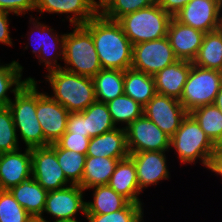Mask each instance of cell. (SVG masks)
I'll return each mask as SVG.
<instances>
[{
    "label": "cell",
    "mask_w": 222,
    "mask_h": 222,
    "mask_svg": "<svg viewBox=\"0 0 222 222\" xmlns=\"http://www.w3.org/2000/svg\"><path fill=\"white\" fill-rule=\"evenodd\" d=\"M84 26L91 32L102 69L125 71L131 68L133 45L118 21L98 12Z\"/></svg>",
    "instance_id": "obj_1"
},
{
    "label": "cell",
    "mask_w": 222,
    "mask_h": 222,
    "mask_svg": "<svg viewBox=\"0 0 222 222\" xmlns=\"http://www.w3.org/2000/svg\"><path fill=\"white\" fill-rule=\"evenodd\" d=\"M47 72L45 79L50 83L53 93L50 97L70 113L82 112L96 101L92 78L73 74L62 68Z\"/></svg>",
    "instance_id": "obj_2"
},
{
    "label": "cell",
    "mask_w": 222,
    "mask_h": 222,
    "mask_svg": "<svg viewBox=\"0 0 222 222\" xmlns=\"http://www.w3.org/2000/svg\"><path fill=\"white\" fill-rule=\"evenodd\" d=\"M16 131L26 148L44 147V134L36 114V81H26L8 105Z\"/></svg>",
    "instance_id": "obj_3"
},
{
    "label": "cell",
    "mask_w": 222,
    "mask_h": 222,
    "mask_svg": "<svg viewBox=\"0 0 222 222\" xmlns=\"http://www.w3.org/2000/svg\"><path fill=\"white\" fill-rule=\"evenodd\" d=\"M63 61L62 69L80 76L92 78L102 69L91 32L84 25L65 34Z\"/></svg>",
    "instance_id": "obj_4"
},
{
    "label": "cell",
    "mask_w": 222,
    "mask_h": 222,
    "mask_svg": "<svg viewBox=\"0 0 222 222\" xmlns=\"http://www.w3.org/2000/svg\"><path fill=\"white\" fill-rule=\"evenodd\" d=\"M170 148L175 150V155L181 163L195 164L199 159L207 168L216 145L188 113L181 122L180 128L171 137Z\"/></svg>",
    "instance_id": "obj_5"
},
{
    "label": "cell",
    "mask_w": 222,
    "mask_h": 222,
    "mask_svg": "<svg viewBox=\"0 0 222 222\" xmlns=\"http://www.w3.org/2000/svg\"><path fill=\"white\" fill-rule=\"evenodd\" d=\"M173 17L158 3L121 17L118 22L132 45L167 36Z\"/></svg>",
    "instance_id": "obj_6"
},
{
    "label": "cell",
    "mask_w": 222,
    "mask_h": 222,
    "mask_svg": "<svg viewBox=\"0 0 222 222\" xmlns=\"http://www.w3.org/2000/svg\"><path fill=\"white\" fill-rule=\"evenodd\" d=\"M221 84V71L192 64L179 101L188 113L198 107L214 104Z\"/></svg>",
    "instance_id": "obj_7"
},
{
    "label": "cell",
    "mask_w": 222,
    "mask_h": 222,
    "mask_svg": "<svg viewBox=\"0 0 222 222\" xmlns=\"http://www.w3.org/2000/svg\"><path fill=\"white\" fill-rule=\"evenodd\" d=\"M177 60L166 36L133 45L131 68L154 76Z\"/></svg>",
    "instance_id": "obj_8"
},
{
    "label": "cell",
    "mask_w": 222,
    "mask_h": 222,
    "mask_svg": "<svg viewBox=\"0 0 222 222\" xmlns=\"http://www.w3.org/2000/svg\"><path fill=\"white\" fill-rule=\"evenodd\" d=\"M32 177L47 191L72 185L66 178L56 157V143L31 149Z\"/></svg>",
    "instance_id": "obj_9"
},
{
    "label": "cell",
    "mask_w": 222,
    "mask_h": 222,
    "mask_svg": "<svg viewBox=\"0 0 222 222\" xmlns=\"http://www.w3.org/2000/svg\"><path fill=\"white\" fill-rule=\"evenodd\" d=\"M36 81V114L44 134V147L55 143L65 132L69 111L46 92H39Z\"/></svg>",
    "instance_id": "obj_10"
},
{
    "label": "cell",
    "mask_w": 222,
    "mask_h": 222,
    "mask_svg": "<svg viewBox=\"0 0 222 222\" xmlns=\"http://www.w3.org/2000/svg\"><path fill=\"white\" fill-rule=\"evenodd\" d=\"M129 153L141 151H169L171 137L144 114L126 128Z\"/></svg>",
    "instance_id": "obj_11"
},
{
    "label": "cell",
    "mask_w": 222,
    "mask_h": 222,
    "mask_svg": "<svg viewBox=\"0 0 222 222\" xmlns=\"http://www.w3.org/2000/svg\"><path fill=\"white\" fill-rule=\"evenodd\" d=\"M143 114L172 137L188 112L179 100L156 93L143 107Z\"/></svg>",
    "instance_id": "obj_12"
},
{
    "label": "cell",
    "mask_w": 222,
    "mask_h": 222,
    "mask_svg": "<svg viewBox=\"0 0 222 222\" xmlns=\"http://www.w3.org/2000/svg\"><path fill=\"white\" fill-rule=\"evenodd\" d=\"M222 9L215 0H191L174 19L204 33L222 27Z\"/></svg>",
    "instance_id": "obj_13"
},
{
    "label": "cell",
    "mask_w": 222,
    "mask_h": 222,
    "mask_svg": "<svg viewBox=\"0 0 222 222\" xmlns=\"http://www.w3.org/2000/svg\"><path fill=\"white\" fill-rule=\"evenodd\" d=\"M84 191L80 185H70L59 190L48 191L43 213L54 217L53 222L76 219V213L79 211L85 215Z\"/></svg>",
    "instance_id": "obj_14"
},
{
    "label": "cell",
    "mask_w": 222,
    "mask_h": 222,
    "mask_svg": "<svg viewBox=\"0 0 222 222\" xmlns=\"http://www.w3.org/2000/svg\"><path fill=\"white\" fill-rule=\"evenodd\" d=\"M33 22V27L31 28V32H35L37 35V38L39 39L38 43L30 45L35 46L32 50V52L35 54L36 58L40 62L39 64L44 62V67H46L47 71L52 70V69H58L61 68L60 64H58L57 59H61V61L64 58V40H65V34L58 35L56 32H53L54 29L49 28V26L45 25L44 23L38 22L37 19H33L31 16L30 22ZM35 21V22H34ZM35 30V31H34ZM33 35V33H32ZM31 35V36H32ZM29 34V40L33 38ZM41 37V39H40ZM47 37V38H46ZM36 39V38H35ZM36 42V41H35ZM31 41H29V44ZM33 43V42H32ZM31 43V44H32ZM59 50V51H57ZM55 56V57H54Z\"/></svg>",
    "instance_id": "obj_15"
},
{
    "label": "cell",
    "mask_w": 222,
    "mask_h": 222,
    "mask_svg": "<svg viewBox=\"0 0 222 222\" xmlns=\"http://www.w3.org/2000/svg\"><path fill=\"white\" fill-rule=\"evenodd\" d=\"M166 152L141 151L129 153L133 160L140 191L148 186L158 184L161 180L169 179Z\"/></svg>",
    "instance_id": "obj_16"
},
{
    "label": "cell",
    "mask_w": 222,
    "mask_h": 222,
    "mask_svg": "<svg viewBox=\"0 0 222 222\" xmlns=\"http://www.w3.org/2000/svg\"><path fill=\"white\" fill-rule=\"evenodd\" d=\"M42 13L71 14L70 24L85 25L99 12L97 0H36V10Z\"/></svg>",
    "instance_id": "obj_17"
},
{
    "label": "cell",
    "mask_w": 222,
    "mask_h": 222,
    "mask_svg": "<svg viewBox=\"0 0 222 222\" xmlns=\"http://www.w3.org/2000/svg\"><path fill=\"white\" fill-rule=\"evenodd\" d=\"M31 149L0 154V190H10L32 177Z\"/></svg>",
    "instance_id": "obj_18"
},
{
    "label": "cell",
    "mask_w": 222,
    "mask_h": 222,
    "mask_svg": "<svg viewBox=\"0 0 222 222\" xmlns=\"http://www.w3.org/2000/svg\"><path fill=\"white\" fill-rule=\"evenodd\" d=\"M204 32L171 19L167 37L175 56L179 60L193 62L202 45Z\"/></svg>",
    "instance_id": "obj_19"
},
{
    "label": "cell",
    "mask_w": 222,
    "mask_h": 222,
    "mask_svg": "<svg viewBox=\"0 0 222 222\" xmlns=\"http://www.w3.org/2000/svg\"><path fill=\"white\" fill-rule=\"evenodd\" d=\"M187 60H177L156 73L154 77L156 93L180 100L191 65Z\"/></svg>",
    "instance_id": "obj_20"
},
{
    "label": "cell",
    "mask_w": 222,
    "mask_h": 222,
    "mask_svg": "<svg viewBox=\"0 0 222 222\" xmlns=\"http://www.w3.org/2000/svg\"><path fill=\"white\" fill-rule=\"evenodd\" d=\"M118 127L90 138L86 156L106 158L129 157L126 130L124 127Z\"/></svg>",
    "instance_id": "obj_21"
},
{
    "label": "cell",
    "mask_w": 222,
    "mask_h": 222,
    "mask_svg": "<svg viewBox=\"0 0 222 222\" xmlns=\"http://www.w3.org/2000/svg\"><path fill=\"white\" fill-rule=\"evenodd\" d=\"M108 185L130 202L143 204L138 196L142 193L138 185L136 168L130 157L118 161Z\"/></svg>",
    "instance_id": "obj_22"
},
{
    "label": "cell",
    "mask_w": 222,
    "mask_h": 222,
    "mask_svg": "<svg viewBox=\"0 0 222 222\" xmlns=\"http://www.w3.org/2000/svg\"><path fill=\"white\" fill-rule=\"evenodd\" d=\"M10 193L14 199L33 217L44 220V208L48 191L33 177L12 187Z\"/></svg>",
    "instance_id": "obj_23"
},
{
    "label": "cell",
    "mask_w": 222,
    "mask_h": 222,
    "mask_svg": "<svg viewBox=\"0 0 222 222\" xmlns=\"http://www.w3.org/2000/svg\"><path fill=\"white\" fill-rule=\"evenodd\" d=\"M125 158L86 157L80 186L84 190L108 185L119 160Z\"/></svg>",
    "instance_id": "obj_24"
},
{
    "label": "cell",
    "mask_w": 222,
    "mask_h": 222,
    "mask_svg": "<svg viewBox=\"0 0 222 222\" xmlns=\"http://www.w3.org/2000/svg\"><path fill=\"white\" fill-rule=\"evenodd\" d=\"M124 94L145 106L156 94L154 77L129 68L124 71Z\"/></svg>",
    "instance_id": "obj_25"
},
{
    "label": "cell",
    "mask_w": 222,
    "mask_h": 222,
    "mask_svg": "<svg viewBox=\"0 0 222 222\" xmlns=\"http://www.w3.org/2000/svg\"><path fill=\"white\" fill-rule=\"evenodd\" d=\"M192 63L222 72V27L204 34L202 45Z\"/></svg>",
    "instance_id": "obj_26"
},
{
    "label": "cell",
    "mask_w": 222,
    "mask_h": 222,
    "mask_svg": "<svg viewBox=\"0 0 222 222\" xmlns=\"http://www.w3.org/2000/svg\"><path fill=\"white\" fill-rule=\"evenodd\" d=\"M93 202H85V214H109L124 209L130 201L116 193L109 185L93 188Z\"/></svg>",
    "instance_id": "obj_27"
},
{
    "label": "cell",
    "mask_w": 222,
    "mask_h": 222,
    "mask_svg": "<svg viewBox=\"0 0 222 222\" xmlns=\"http://www.w3.org/2000/svg\"><path fill=\"white\" fill-rule=\"evenodd\" d=\"M96 100L108 103L124 94V71L101 69L92 77Z\"/></svg>",
    "instance_id": "obj_28"
},
{
    "label": "cell",
    "mask_w": 222,
    "mask_h": 222,
    "mask_svg": "<svg viewBox=\"0 0 222 222\" xmlns=\"http://www.w3.org/2000/svg\"><path fill=\"white\" fill-rule=\"evenodd\" d=\"M216 145H222V114L215 104L198 107L189 113Z\"/></svg>",
    "instance_id": "obj_29"
},
{
    "label": "cell",
    "mask_w": 222,
    "mask_h": 222,
    "mask_svg": "<svg viewBox=\"0 0 222 222\" xmlns=\"http://www.w3.org/2000/svg\"><path fill=\"white\" fill-rule=\"evenodd\" d=\"M23 69L18 60L5 65L0 63V107L8 106L12 100L7 94L9 91L14 94L26 81H35L32 77L22 80Z\"/></svg>",
    "instance_id": "obj_30"
},
{
    "label": "cell",
    "mask_w": 222,
    "mask_h": 222,
    "mask_svg": "<svg viewBox=\"0 0 222 222\" xmlns=\"http://www.w3.org/2000/svg\"><path fill=\"white\" fill-rule=\"evenodd\" d=\"M82 112L85 115L86 132H88L89 138L117 127L112 120L107 104L103 102L96 100Z\"/></svg>",
    "instance_id": "obj_31"
},
{
    "label": "cell",
    "mask_w": 222,
    "mask_h": 222,
    "mask_svg": "<svg viewBox=\"0 0 222 222\" xmlns=\"http://www.w3.org/2000/svg\"><path fill=\"white\" fill-rule=\"evenodd\" d=\"M112 120L116 125L126 124V128L135 119L143 115V106L134 101L131 97L123 94L106 103Z\"/></svg>",
    "instance_id": "obj_32"
},
{
    "label": "cell",
    "mask_w": 222,
    "mask_h": 222,
    "mask_svg": "<svg viewBox=\"0 0 222 222\" xmlns=\"http://www.w3.org/2000/svg\"><path fill=\"white\" fill-rule=\"evenodd\" d=\"M56 157L67 180L72 185H80L86 162V155L60 148L56 144Z\"/></svg>",
    "instance_id": "obj_33"
},
{
    "label": "cell",
    "mask_w": 222,
    "mask_h": 222,
    "mask_svg": "<svg viewBox=\"0 0 222 222\" xmlns=\"http://www.w3.org/2000/svg\"><path fill=\"white\" fill-rule=\"evenodd\" d=\"M158 3V0H104L99 12L107 19L118 21L121 17Z\"/></svg>",
    "instance_id": "obj_34"
},
{
    "label": "cell",
    "mask_w": 222,
    "mask_h": 222,
    "mask_svg": "<svg viewBox=\"0 0 222 222\" xmlns=\"http://www.w3.org/2000/svg\"><path fill=\"white\" fill-rule=\"evenodd\" d=\"M18 138L9 107H0V154L19 150Z\"/></svg>",
    "instance_id": "obj_35"
},
{
    "label": "cell",
    "mask_w": 222,
    "mask_h": 222,
    "mask_svg": "<svg viewBox=\"0 0 222 222\" xmlns=\"http://www.w3.org/2000/svg\"><path fill=\"white\" fill-rule=\"evenodd\" d=\"M33 219L9 190H0V222H31Z\"/></svg>",
    "instance_id": "obj_36"
},
{
    "label": "cell",
    "mask_w": 222,
    "mask_h": 222,
    "mask_svg": "<svg viewBox=\"0 0 222 222\" xmlns=\"http://www.w3.org/2000/svg\"><path fill=\"white\" fill-rule=\"evenodd\" d=\"M143 204L130 202L124 209L109 214H85L88 222H144Z\"/></svg>",
    "instance_id": "obj_37"
},
{
    "label": "cell",
    "mask_w": 222,
    "mask_h": 222,
    "mask_svg": "<svg viewBox=\"0 0 222 222\" xmlns=\"http://www.w3.org/2000/svg\"><path fill=\"white\" fill-rule=\"evenodd\" d=\"M90 138L73 133H64L55 143L63 149L87 154Z\"/></svg>",
    "instance_id": "obj_38"
},
{
    "label": "cell",
    "mask_w": 222,
    "mask_h": 222,
    "mask_svg": "<svg viewBox=\"0 0 222 222\" xmlns=\"http://www.w3.org/2000/svg\"><path fill=\"white\" fill-rule=\"evenodd\" d=\"M36 10V0H0V11L24 15Z\"/></svg>",
    "instance_id": "obj_39"
},
{
    "label": "cell",
    "mask_w": 222,
    "mask_h": 222,
    "mask_svg": "<svg viewBox=\"0 0 222 222\" xmlns=\"http://www.w3.org/2000/svg\"><path fill=\"white\" fill-rule=\"evenodd\" d=\"M65 133L88 136V132H86L85 126V115L83 112L69 113Z\"/></svg>",
    "instance_id": "obj_40"
},
{
    "label": "cell",
    "mask_w": 222,
    "mask_h": 222,
    "mask_svg": "<svg viewBox=\"0 0 222 222\" xmlns=\"http://www.w3.org/2000/svg\"><path fill=\"white\" fill-rule=\"evenodd\" d=\"M8 12L0 11V43L12 46V38L10 37Z\"/></svg>",
    "instance_id": "obj_41"
},
{
    "label": "cell",
    "mask_w": 222,
    "mask_h": 222,
    "mask_svg": "<svg viewBox=\"0 0 222 222\" xmlns=\"http://www.w3.org/2000/svg\"><path fill=\"white\" fill-rule=\"evenodd\" d=\"M191 0H158V5L172 17Z\"/></svg>",
    "instance_id": "obj_42"
},
{
    "label": "cell",
    "mask_w": 222,
    "mask_h": 222,
    "mask_svg": "<svg viewBox=\"0 0 222 222\" xmlns=\"http://www.w3.org/2000/svg\"><path fill=\"white\" fill-rule=\"evenodd\" d=\"M207 170L222 176V145L216 146L215 151L211 154Z\"/></svg>",
    "instance_id": "obj_43"
},
{
    "label": "cell",
    "mask_w": 222,
    "mask_h": 222,
    "mask_svg": "<svg viewBox=\"0 0 222 222\" xmlns=\"http://www.w3.org/2000/svg\"><path fill=\"white\" fill-rule=\"evenodd\" d=\"M214 104L219 108V110L222 114V84H221L219 92L216 95V99L214 101Z\"/></svg>",
    "instance_id": "obj_44"
},
{
    "label": "cell",
    "mask_w": 222,
    "mask_h": 222,
    "mask_svg": "<svg viewBox=\"0 0 222 222\" xmlns=\"http://www.w3.org/2000/svg\"><path fill=\"white\" fill-rule=\"evenodd\" d=\"M31 222H49L48 220L44 219V220H41L39 218H34Z\"/></svg>",
    "instance_id": "obj_45"
},
{
    "label": "cell",
    "mask_w": 222,
    "mask_h": 222,
    "mask_svg": "<svg viewBox=\"0 0 222 222\" xmlns=\"http://www.w3.org/2000/svg\"><path fill=\"white\" fill-rule=\"evenodd\" d=\"M59 222H81V221H78L77 219H71V220H64V221H59Z\"/></svg>",
    "instance_id": "obj_46"
},
{
    "label": "cell",
    "mask_w": 222,
    "mask_h": 222,
    "mask_svg": "<svg viewBox=\"0 0 222 222\" xmlns=\"http://www.w3.org/2000/svg\"><path fill=\"white\" fill-rule=\"evenodd\" d=\"M215 1L218 3L219 7L222 9V0H215Z\"/></svg>",
    "instance_id": "obj_47"
},
{
    "label": "cell",
    "mask_w": 222,
    "mask_h": 222,
    "mask_svg": "<svg viewBox=\"0 0 222 222\" xmlns=\"http://www.w3.org/2000/svg\"><path fill=\"white\" fill-rule=\"evenodd\" d=\"M104 0H98L97 4L100 5Z\"/></svg>",
    "instance_id": "obj_48"
}]
</instances>
